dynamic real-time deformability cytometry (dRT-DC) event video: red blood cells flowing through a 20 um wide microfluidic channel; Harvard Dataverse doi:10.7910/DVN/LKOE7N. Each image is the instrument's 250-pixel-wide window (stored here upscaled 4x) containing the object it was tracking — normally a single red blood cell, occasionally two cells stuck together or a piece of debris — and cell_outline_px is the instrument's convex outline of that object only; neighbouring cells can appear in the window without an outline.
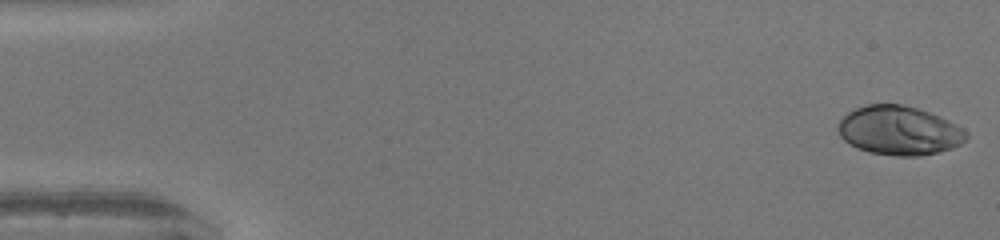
{"species": "human", "species_latin": "Homo sapiens", "temperature_condition": "warm", "stored_images_in_passage": 49, "camera_frame_rate_fps": 3000, "um_per_image_px": 0.085, "donor": {"sex": "female"}, "frame": {"image": 1, "passage_image": 1, "time_ms": 0.0, "image_size_px": [1000, 240], "cell_outline_px": [[968, 136], [960, 144], [952, 148], [920, 156], [896, 156], [868, 152], [856, 148], [844, 140], [840, 136], [836, 128], [840, 120], [848, 112], [856, 108], [868, 104], [904, 104], [940, 116], [956, 124], [968, 132]], "centroid_in_image_um": [76.41, 11.1], "position_along_channel_um": 8.6, "area_um2": 36.7}}
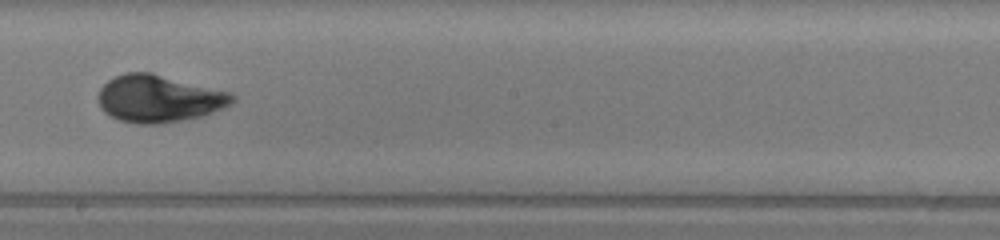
{"frame": {"image": 2, "passage_image": 28, "time_ms": 9.0, "image_size_px": [1000, 240], "cell_outline_px": [[236, 100], [232, 104], [224, 108], [200, 116], [160, 124], [136, 124], [120, 120], [104, 112], [100, 108], [100, 88], [108, 80], [124, 72], [152, 72], [232, 92], [236, 96]], "centroid_in_image_um": [13.55, 8.37], "position_along_channel_um": 234.7, "area_um2": 37.05}}
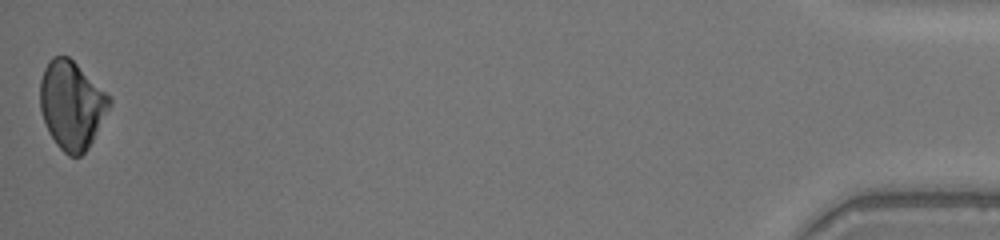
{"frame": {"image": 3, "passage_image": 49, "time_ms": 16.0, "image_size_px": [1000, 240], "cell_outline_px": [[112, 104], [88, 148], [80, 156], [68, 156], [56, 144], [48, 132], [40, 108], [40, 80], [44, 68], [48, 60], [52, 56], [68, 56], [112, 96]], "centroid_in_image_um": [6.1, 8.91], "position_along_channel_um": 429.1, "area_um2": 35.78}, "authors_computed_cell_mechanics": {"area_um2": 35.4892, "velocity_mm_per_s": 4.203, "shape_relaxation_time_tau1_ms": 4.1929, "shape_relaxation_time_tau2_ms": null, "deformation_change_tau1": 0.187, "deformation_change_tau2": null}}